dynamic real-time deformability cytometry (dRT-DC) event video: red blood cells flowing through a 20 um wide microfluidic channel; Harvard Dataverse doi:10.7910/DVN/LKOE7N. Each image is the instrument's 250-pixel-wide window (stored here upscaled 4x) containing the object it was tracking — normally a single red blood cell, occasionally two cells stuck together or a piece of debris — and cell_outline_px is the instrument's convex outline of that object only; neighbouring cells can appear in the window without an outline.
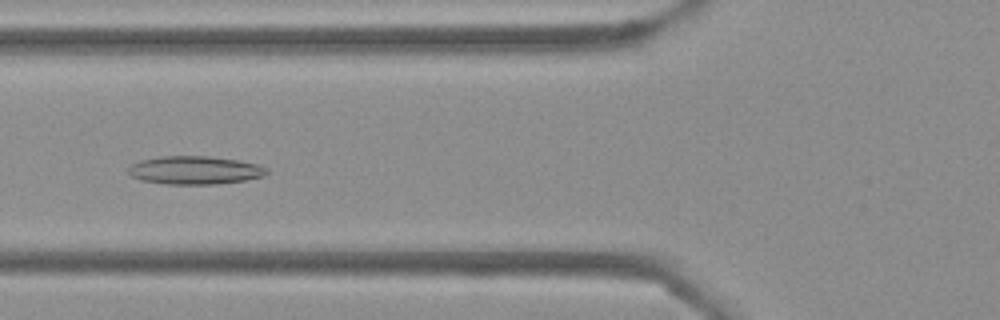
{"species": "Egyptian fruit bat (a non-hibernating species)", "species_latin": "Rousettus aegyptiacus", "temperature_condition": "cold", "stored_images_in_passage": 53, "camera_frame_rate_fps": 3000, "um_per_image_px": 0.085, "frame": {"image": 1, "passage_image": 19, "time_ms": 6.0, "image_size_px": [1000, 320], "cell_outline_px": [[268, 172], [264, 176], [244, 180], [216, 184], [168, 184], [140, 180], [132, 176], [128, 172], [128, 168], [132, 164], [140, 160], [160, 156], [208, 156], [236, 160], [256, 164], [268, 168]], "centroid_in_image_um": [16.54, 14.46], "position_along_channel_um": 109.3, "area_um2": 22.66}}
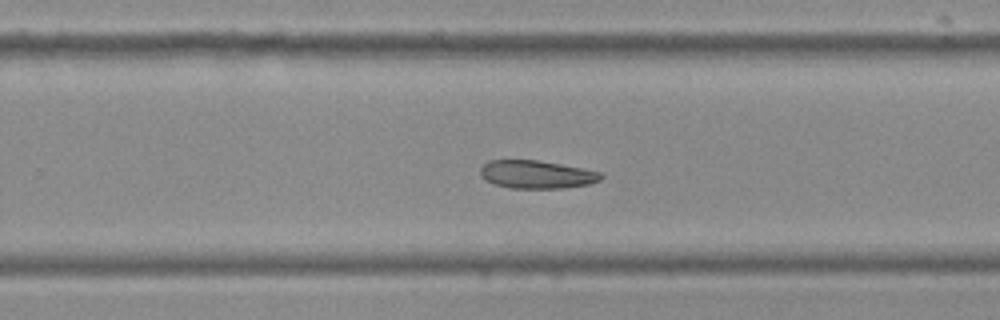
{"frame": {"image": 2, "passage_image": 33, "time_ms": 10.667, "image_size_px": [1000, 320], "cell_outline_px": [[604, 176], [600, 180], [588, 184], [564, 188], [512, 188], [496, 184], [484, 180], [480, 176], [480, 168], [488, 160], [536, 160], [560, 164], [600, 172]], "centroid_in_image_um": [45.58, 14.83], "position_along_channel_um": 284.2, "area_um2": 19.59}}
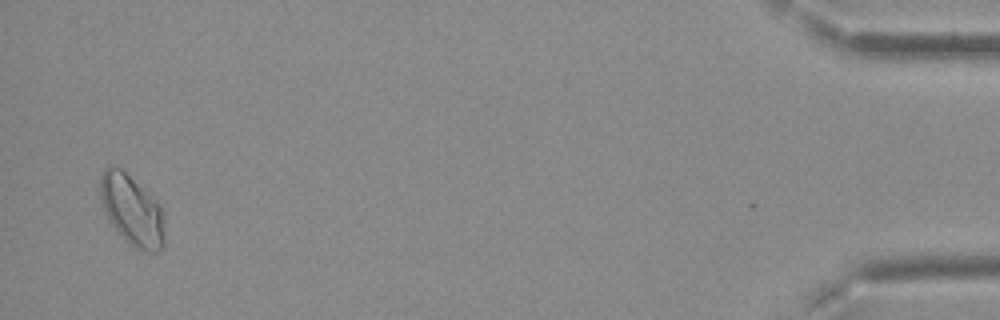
{"frame": {"image": 3, "passage_image": 51, "time_ms": 16.667, "image_size_px": [1000, 320], "cell_outline_px": [[164, 244], [156, 252], [148, 252], [136, 248], [124, 240], [108, 220], [104, 212], [100, 200], [100, 176], [104, 168], [120, 168], [148, 192], [160, 204], [164, 212]], "centroid_in_image_um": [11.22, 17.89], "position_along_channel_um": 424.0, "area_um2": 26.53}}